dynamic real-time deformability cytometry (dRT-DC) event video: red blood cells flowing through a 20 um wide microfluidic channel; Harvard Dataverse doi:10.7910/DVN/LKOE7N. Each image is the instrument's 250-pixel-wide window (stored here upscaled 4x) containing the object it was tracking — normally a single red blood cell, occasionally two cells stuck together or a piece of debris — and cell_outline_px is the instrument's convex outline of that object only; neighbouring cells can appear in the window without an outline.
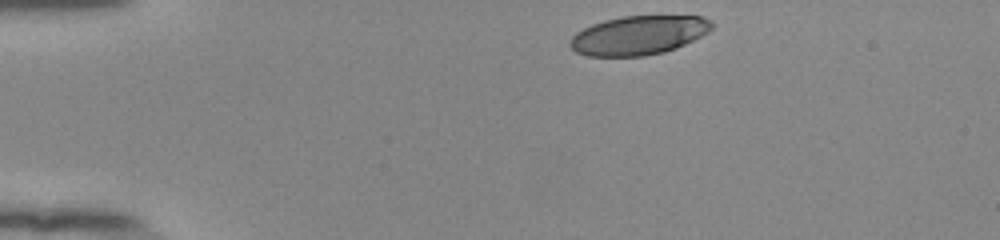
{"species": "human", "species_latin": "Homo sapiens", "temperature_condition": "room temperature", "stored_images_in_passage": 38, "camera_frame_rate_fps": 3000, "um_per_image_px": 0.085, "donor": {"sex": "female"}, "frame": {"image": 1, "passage_image": 1, "time_ms": 0.0, "image_size_px": [1000, 240], "cell_outline_px": [[712, 28], [708, 32], [676, 48], [664, 52], [644, 56], [588, 56], [576, 52], [568, 44], [572, 36], [576, 32], [592, 24], [604, 20], [620, 16], [700, 16], [712, 20]], "centroid_in_image_um": [54.26, 2.99], "position_along_channel_um": 30.7, "area_um2": 32.19}}
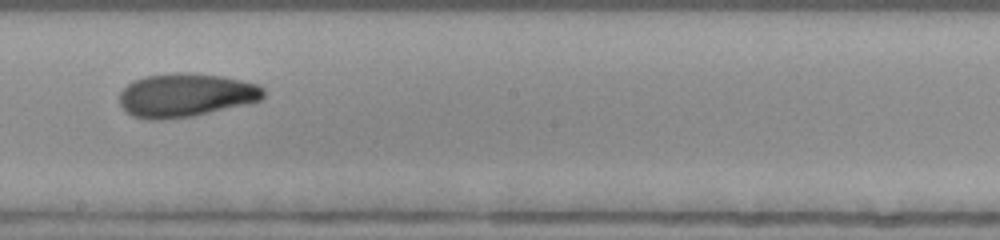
{"frame": {"image": 2, "passage_image": 22, "time_ms": 7.0, "image_size_px": [1000, 240], "cell_outline_px": [[264, 96], [260, 100], [248, 104], [192, 116], [164, 120], [148, 120], [132, 116], [120, 104], [120, 92], [132, 80], [144, 76], [176, 72], [188, 72], [220, 76], [244, 80], [256, 84], [264, 88]], "centroid_in_image_um": [15.78, 8.08], "position_along_channel_um": 232.4, "area_um2": 36.82}}
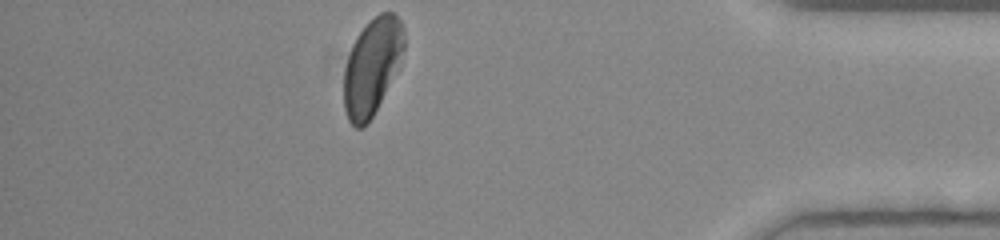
{"frame": {"image": 3, "passage_image": 38, "time_ms": 12.333, "image_size_px": [1000, 240], "cell_outline_px": [[404, 48], [400, 68], [372, 116], [364, 128], [356, 128], [348, 120], [344, 108], [344, 68], [352, 44], [356, 36], [380, 12], [392, 12], [404, 24]], "centroid_in_image_um": [31.65, 5.67], "position_along_channel_um": 403.6, "area_um2": 34.04}, "authors_computed_cell_mechanics": {"area_um2": 35.8649, "velocity_mm_per_s": 3.885, "shape_relaxation_time_tau1_ms": 7.613, "shape_relaxation_time_tau2_ms": 2.0869, "deformation_change_tau1": 0.21, "deformation_change_tau2": 0.0696}}